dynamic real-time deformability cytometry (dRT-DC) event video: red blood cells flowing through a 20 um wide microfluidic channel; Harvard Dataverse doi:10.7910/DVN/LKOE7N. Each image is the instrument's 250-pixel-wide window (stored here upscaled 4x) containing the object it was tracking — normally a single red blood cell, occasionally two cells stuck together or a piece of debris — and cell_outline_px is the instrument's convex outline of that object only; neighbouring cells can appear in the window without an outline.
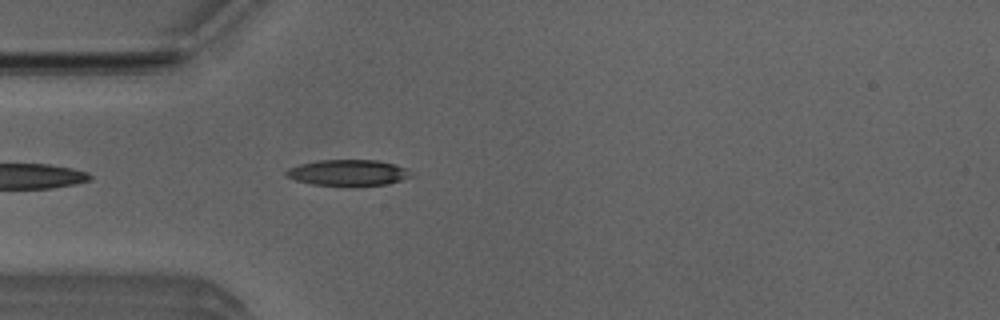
{"species": "Egyptian fruit bat (a non-hibernating species)", "species_latin": "Rousettus aegyptiacus", "temperature_condition": "room temperature", "stored_images_in_passage": 36, "camera_frame_rate_fps": 3000, "um_per_image_px": 0.085, "animal": {"sex": "male"}, "frame": {"image": 1, "passage_image": 3, "time_ms": 0.667, "image_size_px": [1000, 320], "cell_outline_px": [[412, 176], [388, 184], [356, 188], [348, 188], [312, 184], [296, 180], [288, 176], [284, 172], [288, 168], [300, 164], [316, 160], [376, 160], [396, 164], [408, 168], [412, 172]], "centroid_in_image_um": [29.63, 14.71], "position_along_channel_um": 55.4, "area_um2": 19.71}}
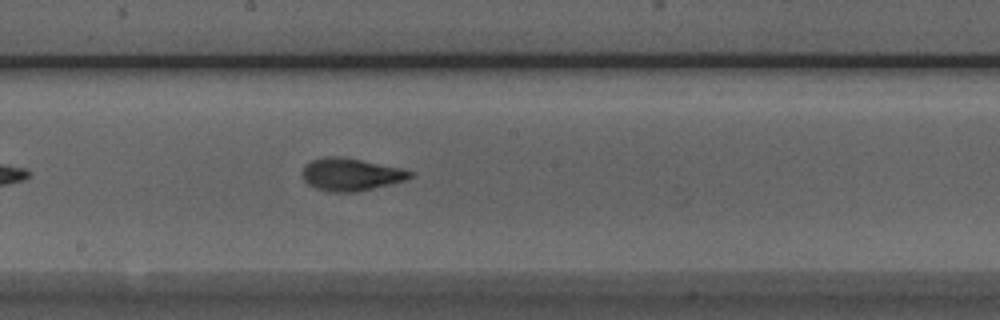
{"frame": {"image": 2, "passage_image": 16, "time_ms": 5.0, "image_size_px": [1000, 320], "cell_outline_px": [[416, 176], [404, 180], [356, 192], [332, 192], [316, 188], [308, 184], [304, 180], [300, 172], [304, 164], [312, 160], [324, 156], [340, 156], [400, 168], [416, 172]], "centroid_in_image_um": [29.79, 14.82], "position_along_channel_um": 218.4, "area_um2": 20.46}}
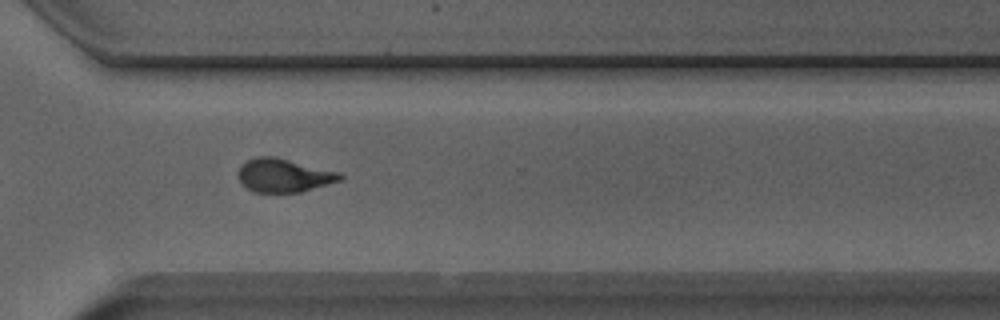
{"frame": {"image": 3, "passage_image": 26, "time_ms": 8.333, "image_size_px": [1000, 320], "cell_outline_px": [[344, 176], [340, 180], [328, 184], [300, 192], [252, 192], [236, 176], [236, 172], [248, 160], [256, 156], [272, 156], [340, 172]], "centroid_in_image_um": [24.11, 14.91], "position_along_channel_um": 346.5, "area_um2": 19.65}, "authors_computed_cell_mechanics": {"area_um2": 19.652, "velocity_mm_per_s": 3.8503, "shape_relaxation_time_tau1_ms": 2.7605, "shape_relaxation_time_tau2_ms": 1.5517, "deformation_change_tau1": 0.1563, "deformation_change_tau2": 0.0942}}